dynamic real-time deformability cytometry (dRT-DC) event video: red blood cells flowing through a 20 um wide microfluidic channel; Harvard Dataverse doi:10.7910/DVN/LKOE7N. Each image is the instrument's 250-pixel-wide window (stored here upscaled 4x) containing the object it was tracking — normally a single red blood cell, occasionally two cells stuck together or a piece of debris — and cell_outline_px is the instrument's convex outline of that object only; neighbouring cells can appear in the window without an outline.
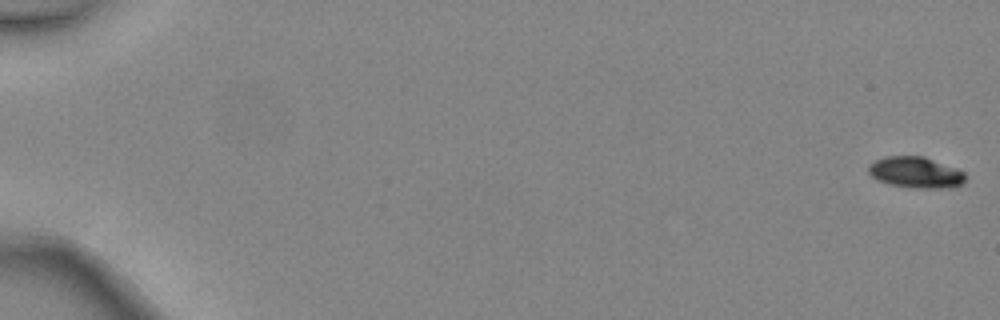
{"species": "common noctule bat (a hibernating species)", "species_latin": "Nyctalus noctula", "temperature_condition": "warm", "stored_images_in_passage": 5, "camera_frame_rate_fps": 3000, "um_per_image_px": 0.085, "animal": {"sex": "female", "body_mass_g": 24.6, "forearm_length_mm": 56.2}, "frame": {"image": 1, "passage_image": 1, "time_ms": 0.0, "image_size_px": [1000, 320], "cell_outline_px": [[964, 184], [952, 188], [916, 188], [888, 184], [876, 180], [868, 172], [868, 164], [884, 156], [924, 156], [956, 168], [964, 172]], "centroid_in_image_um": [77.82, 14.66], "position_along_channel_um": 7.2, "area_um2": 17.74}}
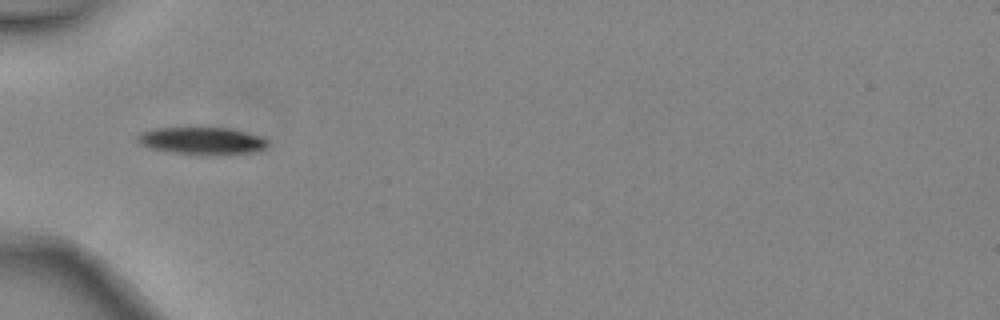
{"frame": {"image": 2, "passage_image": 5, "time_ms": 1.333, "image_size_px": [1000, 320], "cell_outline_px": [[268, 148], [252, 152], [212, 156], [204, 156], [172, 152], [148, 148], [140, 144], [136, 140], [136, 136], [140, 132], [152, 128], [196, 124], [228, 128], [260, 136], [268, 140]], "centroid_in_image_um": [17.1, 11.93], "position_along_channel_um": 67.9, "area_um2": 22.2}}